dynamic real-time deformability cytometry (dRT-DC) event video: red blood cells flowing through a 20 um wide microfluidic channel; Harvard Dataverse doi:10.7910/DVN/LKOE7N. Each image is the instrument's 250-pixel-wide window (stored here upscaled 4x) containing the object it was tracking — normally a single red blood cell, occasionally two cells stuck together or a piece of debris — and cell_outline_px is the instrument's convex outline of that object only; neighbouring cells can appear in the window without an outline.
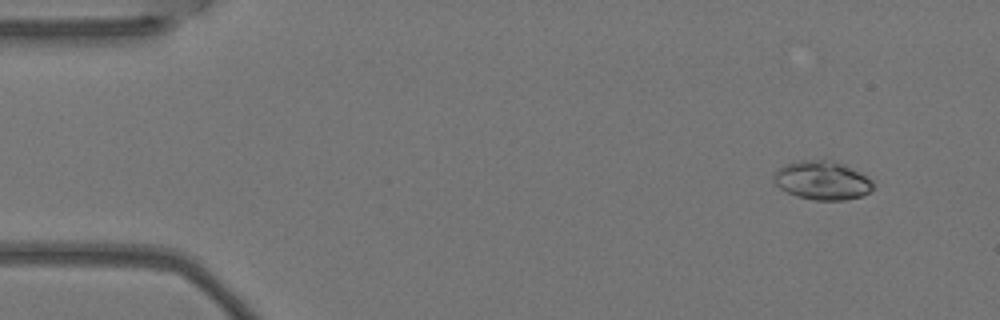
{"species": "Egyptian fruit bat (a non-hibernating species)", "species_latin": "Rousettus aegyptiacus", "temperature_condition": "warm", "stored_images_in_passage": 4, "camera_frame_rate_fps": 3000, "um_per_image_px": 0.085, "animal": {"sex": "female"}, "frame": {"image": 1, "passage_image": 1, "time_ms": 0.0, "image_size_px": [1000, 320], "cell_outline_px": [[872, 188], [868, 192], [860, 196], [844, 200], [812, 200], [796, 196], [780, 188], [772, 180], [772, 172], [784, 164], [800, 160], [832, 160], [860, 172], [872, 180]], "centroid_in_image_um": [69.82, 15.33], "position_along_channel_um": 15.2, "area_um2": 22.43}}
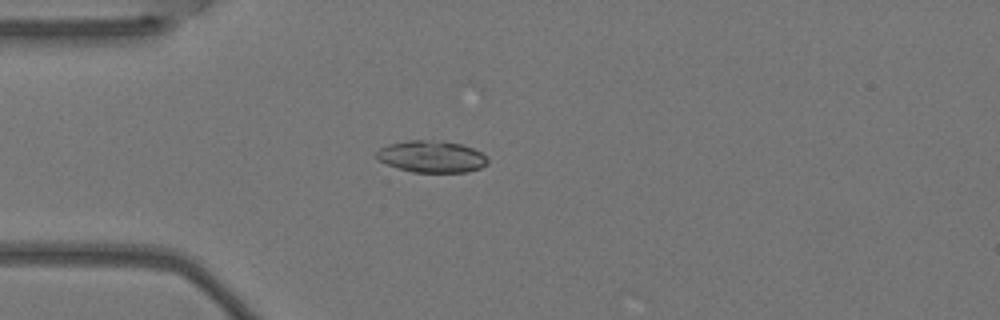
{"frame": {"image": 2, "passage_image": 4, "time_ms": 1.0, "image_size_px": [1000, 320], "cell_outline_px": [[488, 164], [480, 168], [468, 172], [412, 172], [388, 164], [380, 160], [376, 156], [376, 152], [380, 148], [388, 144], [408, 140], [444, 140], [460, 144], [472, 148], [480, 152], [488, 160]], "centroid_in_image_um": [36.7, 13.3], "position_along_channel_um": 48.3, "area_um2": 20.52}}